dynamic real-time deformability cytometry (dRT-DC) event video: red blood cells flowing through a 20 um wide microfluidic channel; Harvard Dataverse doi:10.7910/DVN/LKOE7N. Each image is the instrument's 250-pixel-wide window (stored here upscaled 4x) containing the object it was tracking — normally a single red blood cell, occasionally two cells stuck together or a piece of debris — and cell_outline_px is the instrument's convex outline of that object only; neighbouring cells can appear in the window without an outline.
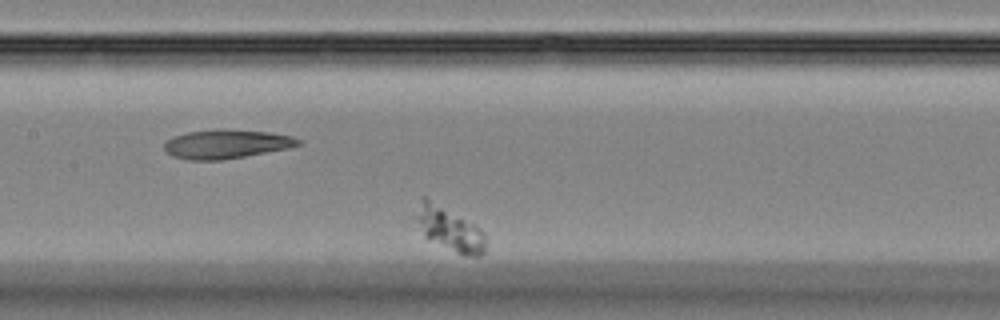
{"species": "Egyptian fruit bat (a non-hibernating species)", "species_latin": "Rousettus aegyptiacus", "temperature_condition": "room temperature", "stored_images_in_passage": 44, "camera_frame_rate_fps": 3000, "um_per_image_px": 0.085, "animal": {"sex": "female"}, "frame": {"image": 1, "passage_image": 24, "time_ms": 7.667, "image_size_px": [1000, 320], "cell_outline_px": [[484, 252], [480, 256], [464, 256], [428, 240], [424, 236], [412, 216], [424, 196], [428, 196], [480, 228], [484, 232]], "centroid_in_image_um": [38.14, 19.43], "position_along_channel_um": 169.3, "area_um2": 18.09}}
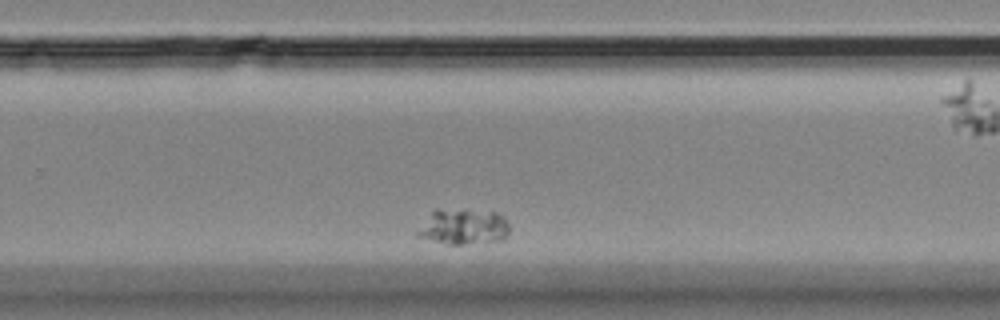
{"frame": {"image": 2, "passage_image": 35, "time_ms": 11.333, "image_size_px": [1000, 320], "cell_outline_px": [[508, 232], [504, 240], [464, 244], [448, 244], [416, 236], [416, 232], [432, 212], [436, 208], [496, 212], [504, 216], [508, 224]], "centroid_in_image_um": [39.41, 19.27], "position_along_channel_um": 290.4, "area_um2": 18.96}}
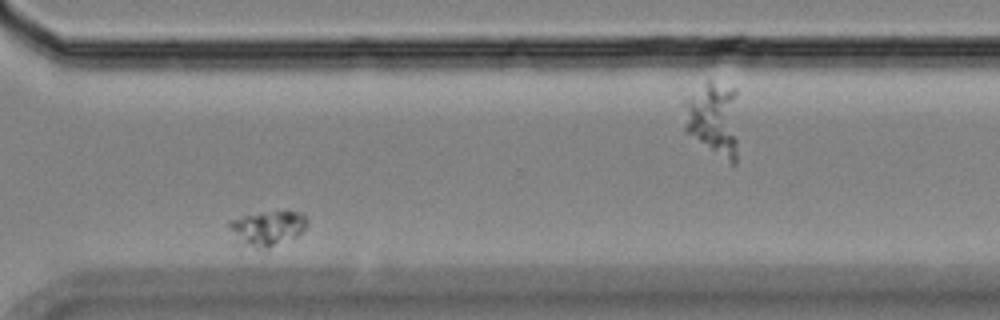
{"frame": {"image": 3, "passage_image": 40, "time_ms": 13.0, "image_size_px": [1000, 320], "cell_outline_px": [[308, 224], [296, 236], [264, 252], [244, 244], [228, 228], [228, 220], [244, 216], [272, 212], [300, 212], [308, 220]], "centroid_in_image_um": [22.75, 19.44], "position_along_channel_um": 347.9, "area_um2": 15.61}}